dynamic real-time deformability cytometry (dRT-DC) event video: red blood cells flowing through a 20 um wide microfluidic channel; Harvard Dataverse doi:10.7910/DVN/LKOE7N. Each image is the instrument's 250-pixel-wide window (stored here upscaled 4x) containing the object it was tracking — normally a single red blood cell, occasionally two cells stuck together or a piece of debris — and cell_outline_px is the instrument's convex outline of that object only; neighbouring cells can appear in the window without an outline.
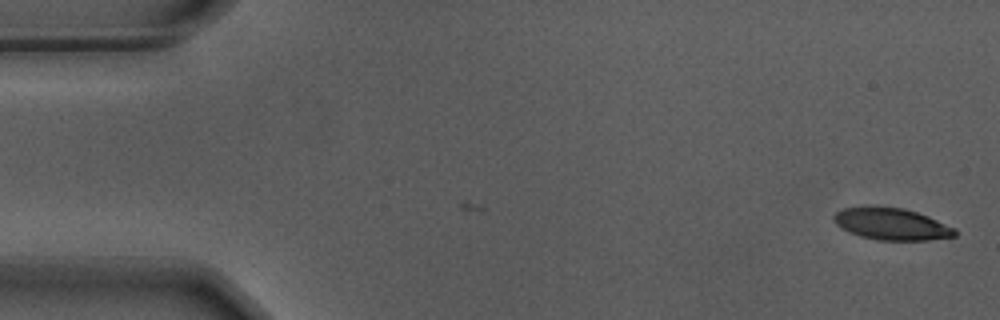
{"species": "Egyptian fruit bat (a non-hibernating species)", "species_latin": "Rousettus aegyptiacus", "temperature_condition": "warm", "stored_images_in_passage": 15, "camera_frame_rate_fps": 3000, "um_per_image_px": 0.085, "animal": {"sex": "male"}, "frame": {"image": 1, "passage_image": 15, "time_ms": 4.667, "image_size_px": [1000, 320], "cell_outline_px": [[956, 236], [928, 240], [880, 240], [860, 236], [848, 232], [840, 228], [832, 220], [832, 216], [836, 212], [844, 208], [864, 204], [872, 204], [904, 208], [928, 216], [956, 228]], "centroid_in_image_um": [75.72, 19.0], "position_along_channel_um": 9.3, "area_um2": 23.12}}